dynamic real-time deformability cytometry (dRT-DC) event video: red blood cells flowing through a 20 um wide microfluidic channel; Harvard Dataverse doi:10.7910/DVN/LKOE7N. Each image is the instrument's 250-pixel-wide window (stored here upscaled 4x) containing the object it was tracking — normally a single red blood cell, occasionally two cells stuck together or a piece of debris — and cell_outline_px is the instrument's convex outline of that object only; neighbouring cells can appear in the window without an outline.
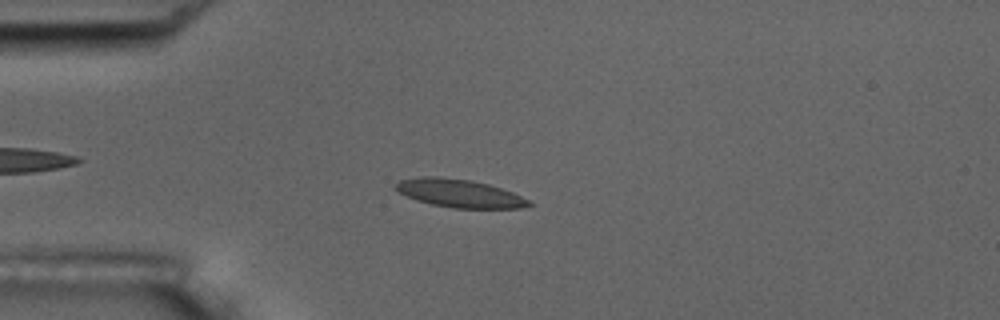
{"species": "common noctule bat (a hibernating species)", "species_latin": "Nyctalus noctula", "temperature_condition": "room temperature", "stored_images_in_passage": 11, "camera_frame_rate_fps": 3000, "um_per_image_px": 0.085, "animal": {"sex": "male", "body_mass_g": 17.5, "forearm_length_mm": 52.3}, "frame": {"image": 1, "passage_image": 5, "time_ms": 5.333, "image_size_px": [1000, 320], "cell_outline_px": [[532, 204], [520, 208], [452, 208], [432, 204], [396, 192], [396, 184], [400, 180], [420, 176], [436, 176], [468, 180], [488, 184], [512, 192], [528, 200]], "centroid_in_image_um": [39.03, 16.43], "position_along_channel_um": 46.0, "area_um2": 21.44}}
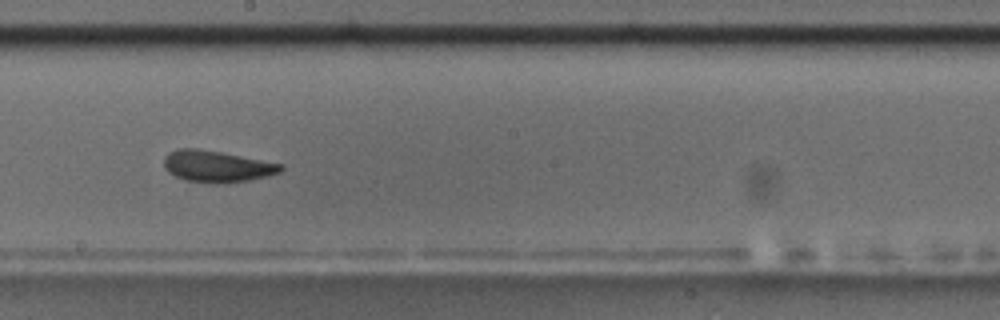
{"frame": {"image": 2, "passage_image": 10, "time_ms": 11.0, "image_size_px": [1000, 320], "cell_outline_px": [[284, 168], [280, 172], [268, 176], [248, 180], [216, 184], [184, 180], [168, 172], [164, 168], [164, 156], [168, 152], [176, 148], [200, 148], [284, 164]], "centroid_in_image_um": [18.41, 14.13], "position_along_channel_um": 229.8, "area_um2": 21.68}}